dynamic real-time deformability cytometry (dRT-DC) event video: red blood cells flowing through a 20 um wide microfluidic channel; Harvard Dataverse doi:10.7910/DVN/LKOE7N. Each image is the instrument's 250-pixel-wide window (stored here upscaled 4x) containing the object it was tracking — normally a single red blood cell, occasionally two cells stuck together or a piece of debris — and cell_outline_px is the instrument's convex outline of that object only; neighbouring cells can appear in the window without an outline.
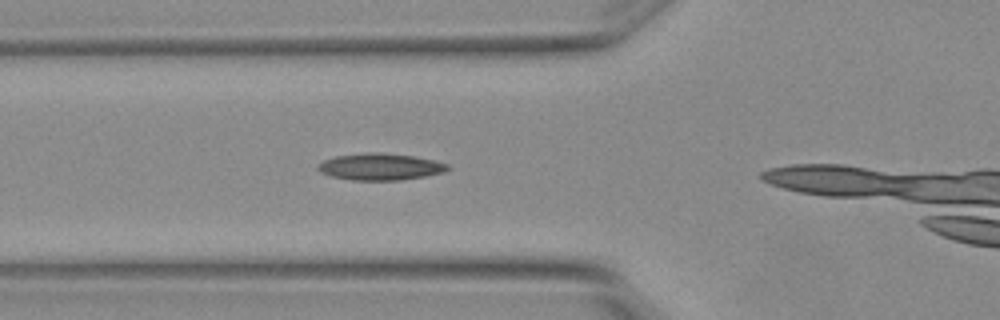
{"species": "Egyptian fruit bat (a non-hibernating species)", "species_latin": "Rousettus aegyptiacus", "temperature_condition": "warm", "stored_images_in_passage": 5, "camera_frame_rate_fps": 3000, "um_per_image_px": 0.085, "animal": {"sex": "female"}, "frame": {"image": 1, "passage_image": 3, "time_ms": 0.667, "image_size_px": [1000, 320], "cell_outline_px": [[448, 168], [444, 172], [424, 176], [400, 180], [352, 180], [332, 176], [320, 172], [316, 168], [324, 160], [336, 156], [368, 152], [380, 152], [416, 156], [448, 164]], "centroid_in_image_um": [32.31, 14.17], "position_along_channel_um": 93.5, "area_um2": 20.06}}